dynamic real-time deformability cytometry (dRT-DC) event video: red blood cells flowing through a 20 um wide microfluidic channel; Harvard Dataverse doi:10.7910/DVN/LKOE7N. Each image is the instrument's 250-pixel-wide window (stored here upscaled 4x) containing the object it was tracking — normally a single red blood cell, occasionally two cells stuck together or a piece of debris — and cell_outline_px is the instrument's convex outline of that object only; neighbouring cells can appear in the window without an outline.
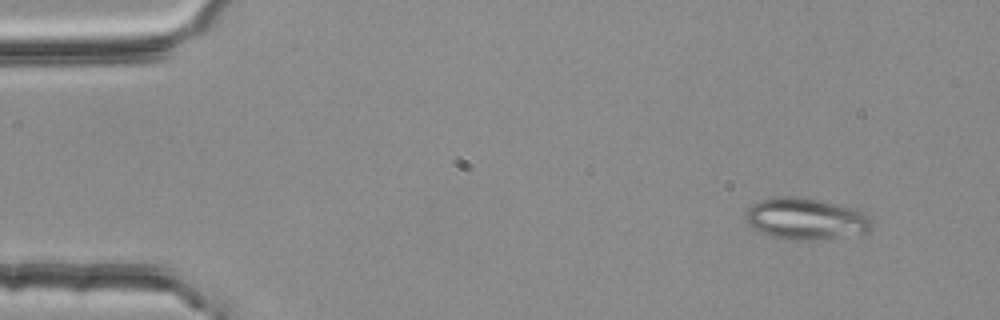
{"species": "common noctule bat (a hibernating species)", "species_latin": "Nyctalus noctula", "temperature_condition": "room temperature", "stored_images_in_passage": 3, "camera_frame_rate_fps": 3000, "um_per_image_px": 0.085, "animal": {"sex": "female", "body_mass_g": 25.1}, "frame": {"image": 1, "passage_image": 1, "time_ms": 0.0, "image_size_px": [1000, 320], "cell_outline_px": [[872, 228], [868, 232], [804, 240], [792, 240], [776, 236], [764, 232], [748, 224], [744, 216], [748, 208], [752, 204], [760, 200], [780, 196], [800, 196], [852, 208], [868, 212], [872, 220]], "centroid_in_image_um": [68.51, 18.56], "position_along_channel_um": 16.5, "area_um2": 30.0}}